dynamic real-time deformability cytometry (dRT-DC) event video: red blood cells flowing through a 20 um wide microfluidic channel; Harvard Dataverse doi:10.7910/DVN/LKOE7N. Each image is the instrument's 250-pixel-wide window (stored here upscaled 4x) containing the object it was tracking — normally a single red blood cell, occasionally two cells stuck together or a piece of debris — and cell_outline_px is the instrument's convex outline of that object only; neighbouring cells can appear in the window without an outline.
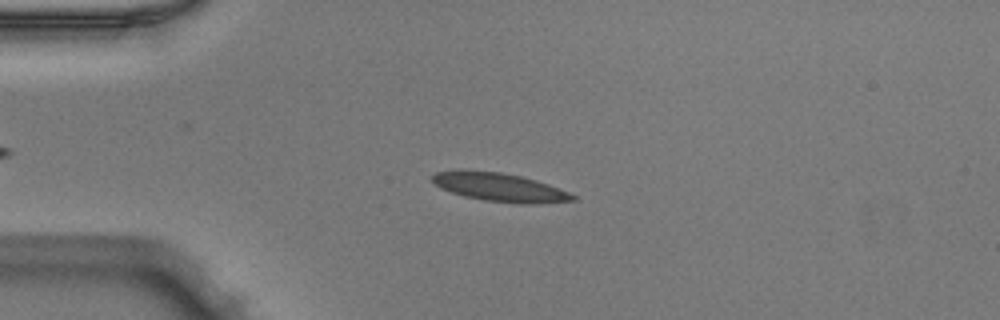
{"species": "Egyptian fruit bat (a non-hibernating species)", "species_latin": "Rousettus aegyptiacus", "temperature_condition": "warm", "stored_images_in_passage": 46, "camera_frame_rate_fps": 3000, "um_per_image_px": 0.085, "animal": {"sex": "male"}, "frame": {"image": 1, "passage_image": 12, "time_ms": 3.667, "image_size_px": [1000, 320], "cell_outline_px": [[576, 200], [528, 204], [520, 204], [484, 200], [464, 196], [440, 188], [432, 180], [432, 176], [436, 172], [456, 168], [464, 168], [500, 172], [520, 176], [536, 180], [548, 184], [568, 192], [576, 196]], "centroid_in_image_um": [42.4, 15.88], "position_along_channel_um": 42.6, "area_um2": 23.52}}
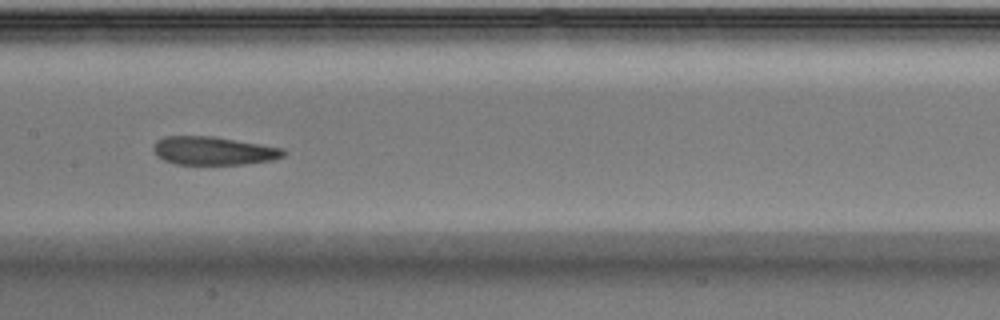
{"frame": {"image": 2, "passage_image": 25, "time_ms": 8.0, "image_size_px": [1000, 320], "cell_outline_px": [[288, 152], [284, 156], [272, 160], [244, 164], [176, 164], [164, 160], [156, 156], [152, 148], [156, 140], [164, 136], [212, 136], [284, 148]], "centroid_in_image_um": [18.14, 12.81], "position_along_channel_um": 189.3, "area_um2": 21.56}}
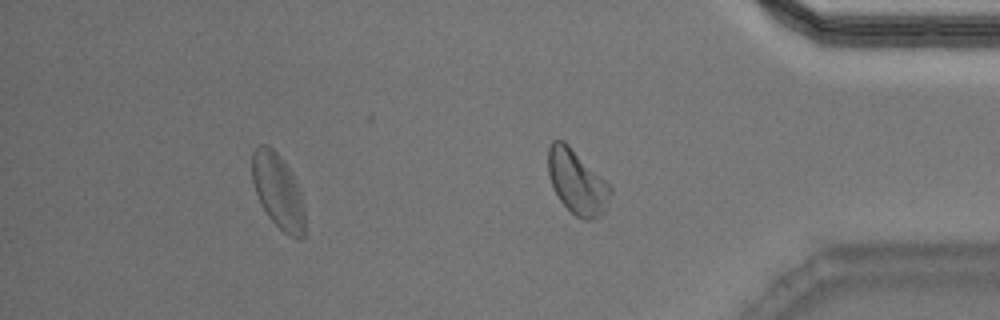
{"frame": {"image": 3, "passage_image": 41, "time_ms": 13.333, "image_size_px": [1000, 320], "cell_outline_px": [[304, 236], [300, 240], [284, 232], [268, 216], [256, 192], [252, 180], [252, 152], [260, 144], [264, 144], [272, 148], [284, 160], [292, 172], [300, 188], [304, 208]], "centroid_in_image_um": [23.65, 16.22], "position_along_channel_um": 411.5, "area_um2": 22.89}, "authors_computed_cell_mechanics": {"area_um2": 22.253, "velocity_mm_per_s": 3.9415, "shape_relaxation_time_tau1_ms": 4.2222, "shape_relaxation_time_tau2_ms": 1.6205, "deformation_change_tau1": 0.147, "deformation_change_tau2": 0.094}}